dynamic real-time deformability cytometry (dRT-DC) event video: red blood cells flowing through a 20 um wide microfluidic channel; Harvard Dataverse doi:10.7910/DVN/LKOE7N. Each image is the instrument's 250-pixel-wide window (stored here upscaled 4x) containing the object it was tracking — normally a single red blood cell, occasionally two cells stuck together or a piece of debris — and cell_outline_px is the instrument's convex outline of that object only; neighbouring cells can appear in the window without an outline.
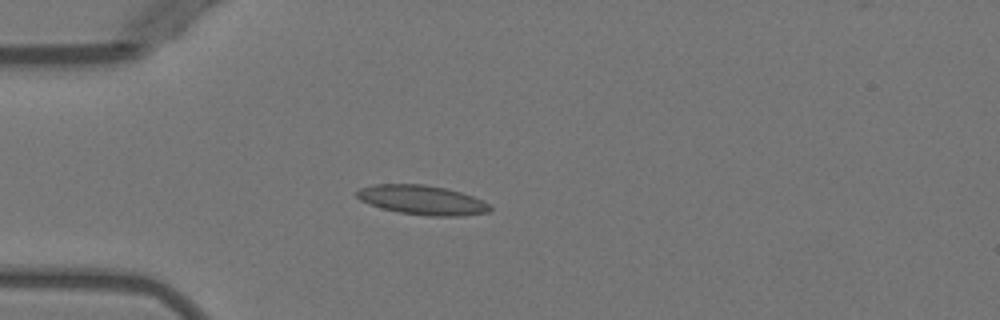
{"species": "Egyptian fruit bat (a non-hibernating species)", "species_latin": "Rousettus aegyptiacus", "temperature_condition": "warm", "stored_images_in_passage": 5, "camera_frame_rate_fps": 3000, "um_per_image_px": 0.085, "animal": {"sex": "female"}, "frame": {"image": 1, "passage_image": 4, "time_ms": 3.667, "image_size_px": [1000, 320], "cell_outline_px": [[492, 208], [488, 212], [464, 216], [428, 216], [400, 212], [380, 208], [368, 204], [360, 200], [356, 196], [356, 192], [360, 188], [372, 184], [424, 184], [448, 188], [472, 196], [488, 204]], "centroid_in_image_um": [35.85, 17.0], "position_along_channel_um": 49.1, "area_um2": 22.89}}